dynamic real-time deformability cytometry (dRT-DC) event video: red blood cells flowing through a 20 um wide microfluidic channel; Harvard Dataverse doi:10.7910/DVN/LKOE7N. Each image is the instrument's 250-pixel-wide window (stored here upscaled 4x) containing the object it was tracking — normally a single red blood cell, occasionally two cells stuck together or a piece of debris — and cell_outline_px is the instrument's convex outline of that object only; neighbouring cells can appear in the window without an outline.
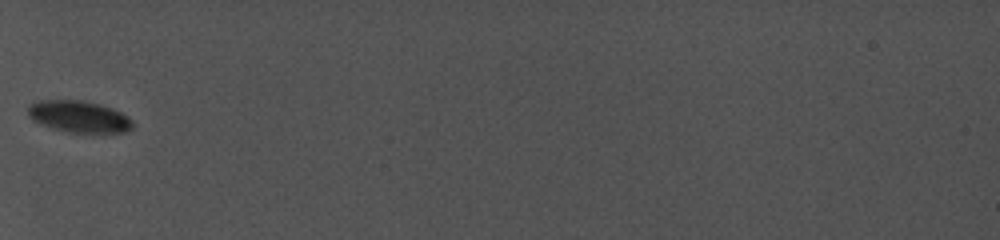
{"species": "common noctule bat (a hibernating species)", "species_latin": "Nyctalus noctula", "temperature_condition": "cold", "stored_images_in_passage": 20, "camera_frame_rate_fps": 5000, "um_per_image_px": 0.085, "animal": {"sex": "female", "body_mass_g": 19.0, "forearm_length_mm": 56.7}, "frame": {"image": 1, "passage_image": 1, "time_ms": 0.0, "image_size_px": [1000, 240], "cell_outline_px": [[132, 128], [124, 132], [68, 132], [52, 128], [40, 124], [32, 120], [28, 116], [28, 104], [36, 100], [84, 100], [100, 104], [112, 108], [128, 116], [132, 120]], "centroid_in_image_um": [6.66, 9.89], "position_along_channel_um": 78.3, "area_um2": 19.42}}
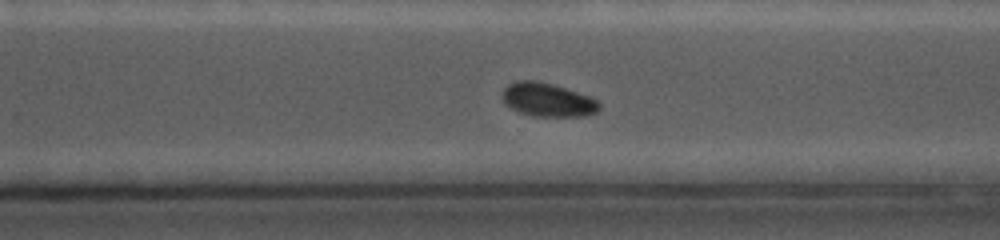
{"frame": {"image": 2, "passage_image": 14, "time_ms": 6.6, "image_size_px": [1000, 240], "cell_outline_px": [[600, 108], [596, 112], [584, 116], [532, 116], [520, 112], [504, 104], [504, 88], [508, 84], [516, 80], [536, 80], [552, 84], [588, 96], [596, 100], [600, 104]], "centroid_in_image_um": [46.53, 8.48], "position_along_channel_um": 324.1, "area_um2": 18.73}}
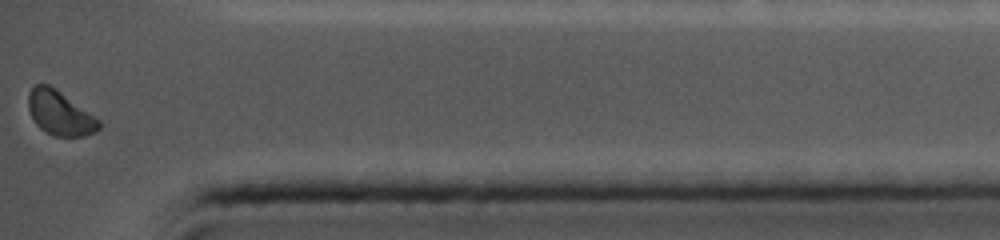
{"frame": {"image": 3, "passage_image": 20, "time_ms": 9.4, "image_size_px": [1000, 240], "cell_outline_px": [[100, 128], [96, 132], [84, 136], [56, 136], [40, 128], [36, 124], [28, 108], [28, 92], [36, 84], [48, 84], [56, 88], [100, 120]], "centroid_in_image_um": [5.09, 9.6], "position_along_channel_um": 430.1, "area_um2": 18.09}, "authors_computed_cell_mechanics": {"area_um2": 19.9699, "velocity_mm_per_s": 3.8816, "shape_relaxation_time_tau1_ms": 2.2033, "shape_relaxation_time_tau2_ms": null, "deformation_change_tau1": 0.054, "deformation_change_tau2": null}}